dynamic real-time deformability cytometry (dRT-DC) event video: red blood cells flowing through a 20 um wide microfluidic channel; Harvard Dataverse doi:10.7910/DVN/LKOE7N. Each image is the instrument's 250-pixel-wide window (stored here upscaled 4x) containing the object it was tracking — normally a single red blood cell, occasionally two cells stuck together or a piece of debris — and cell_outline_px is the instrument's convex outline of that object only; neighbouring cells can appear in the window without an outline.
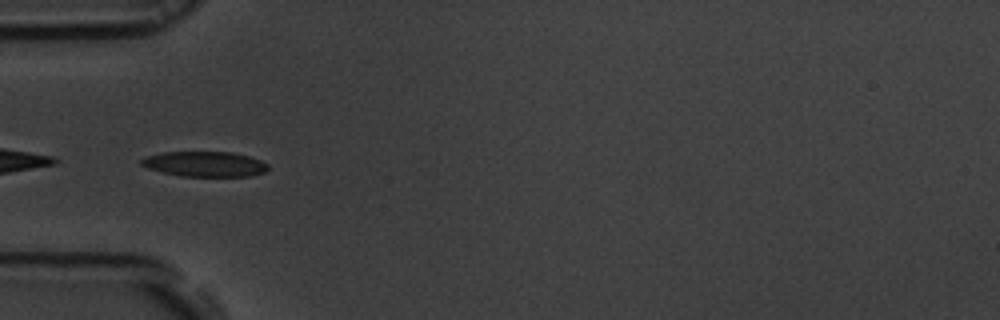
{"species": "common noctule bat (a hibernating species)", "species_latin": "Nyctalus noctula", "temperature_condition": "room temperature", "stored_images_in_passage": 39, "camera_frame_rate_fps": 3000, "um_per_image_px": 0.085, "animal": {"sex": "male", "body_mass_g": 19.5, "forearm_length_mm": 54.6}, "frame": {"image": 1, "passage_image": 1, "time_ms": 0.0, "image_size_px": [1000, 320], "cell_outline_px": [[268, 168], [264, 172], [252, 176], [180, 176], [148, 168], [140, 164], [140, 160], [148, 156], [164, 152], [232, 152], [248, 156], [260, 160], [268, 164]], "centroid_in_image_um": [17.43, 13.94], "position_along_channel_um": 67.6, "area_um2": 18.44}}
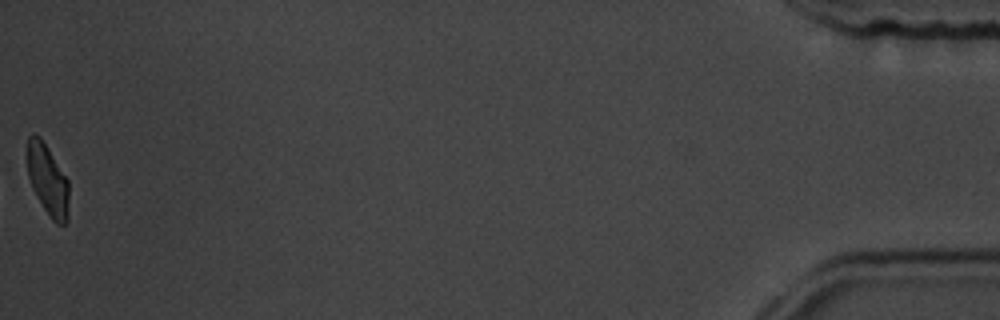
{"frame": {"image": 2, "passage_image": 39, "time_ms": 12.667, "image_size_px": [1000, 320], "cell_outline_px": [[68, 220], [64, 224], [56, 224], [52, 220], [36, 196], [32, 188], [28, 176], [28, 136], [32, 132], [40, 136], [68, 180]], "centroid_in_image_um": [4.05, 15.3], "position_along_channel_um": 431.1, "area_um2": 17.05}, "authors_computed_cell_mechanics": {"area_um2": 18.785, "velocity_mm_per_s": 3.6508, "shape_relaxation_time_tau1_ms": 2.5549, "shape_relaxation_time_tau2_ms": 1.5185, "deformation_change_tau1": 0.1114, "deformation_change_tau2": 0.0838}}